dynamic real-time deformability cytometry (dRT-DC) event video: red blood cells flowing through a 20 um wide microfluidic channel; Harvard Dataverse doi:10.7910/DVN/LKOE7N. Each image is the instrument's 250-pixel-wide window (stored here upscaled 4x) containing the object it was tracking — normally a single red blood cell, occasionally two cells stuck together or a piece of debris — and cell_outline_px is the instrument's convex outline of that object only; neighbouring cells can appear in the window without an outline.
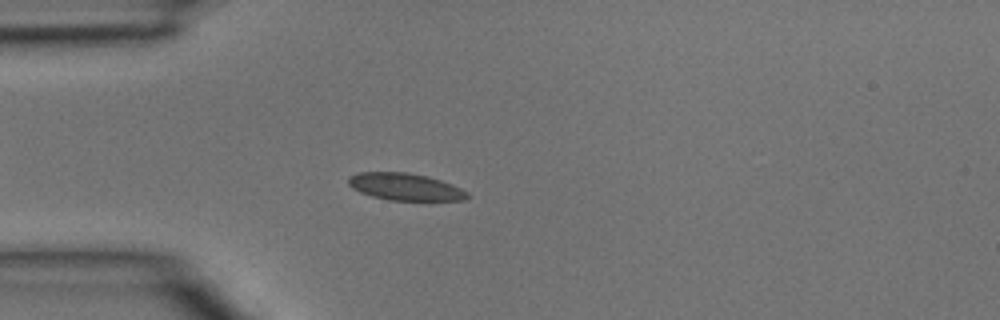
{"species": "common noctule bat (a hibernating species)", "species_latin": "Nyctalus noctula", "temperature_condition": "room temperature", "stored_images_in_passage": 4, "camera_frame_rate_fps": 3000, "um_per_image_px": 0.085, "animal": {"sex": "male", "body_mass_g": 15.6}, "frame": {"image": 1, "passage_image": 4, "time_ms": 1.0, "image_size_px": [1000, 320], "cell_outline_px": [[472, 196], [464, 200], [388, 200], [372, 196], [360, 192], [352, 188], [348, 184], [348, 176], [356, 172], [404, 172], [428, 176], [452, 184], [468, 192]], "centroid_in_image_um": [34.43, 15.87], "position_along_channel_um": 50.6, "area_um2": 18.9}}